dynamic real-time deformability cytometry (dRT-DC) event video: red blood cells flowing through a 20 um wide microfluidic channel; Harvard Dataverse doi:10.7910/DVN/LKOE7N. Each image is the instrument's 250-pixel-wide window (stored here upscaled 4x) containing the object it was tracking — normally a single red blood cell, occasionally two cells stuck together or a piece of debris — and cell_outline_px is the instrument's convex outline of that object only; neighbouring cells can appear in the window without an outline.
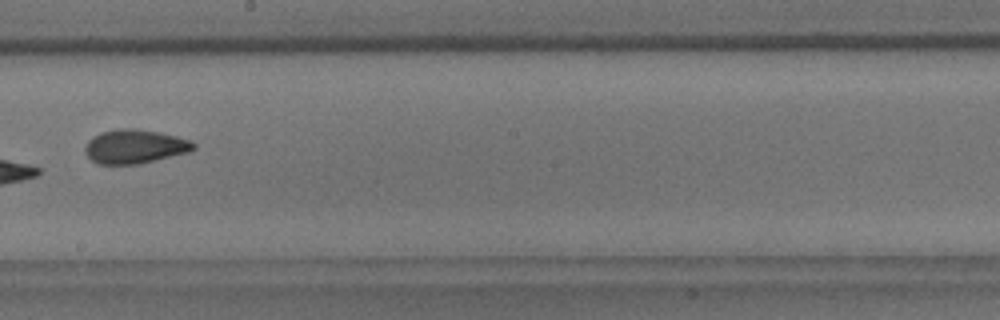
{"species": "common noctule bat (a hibernating species)", "species_latin": "Nyctalus noctula", "temperature_condition": "room temperature", "stored_images_in_passage": 8, "camera_frame_rate_fps": 3000, "um_per_image_px": 0.085, "animal": {"sex": "male", "body_mass_g": 18.8}, "frame": {"image": 1, "passage_image": 8, "time_ms": 8.667, "image_size_px": [1000, 320], "cell_outline_px": [[196, 148], [188, 152], [140, 164], [96, 164], [84, 152], [84, 148], [88, 140], [92, 136], [100, 132], [116, 128], [132, 128], [160, 132], [192, 140], [196, 144]], "centroid_in_image_um": [11.44, 12.44], "position_along_channel_um": 236.8, "area_um2": 21.73}}